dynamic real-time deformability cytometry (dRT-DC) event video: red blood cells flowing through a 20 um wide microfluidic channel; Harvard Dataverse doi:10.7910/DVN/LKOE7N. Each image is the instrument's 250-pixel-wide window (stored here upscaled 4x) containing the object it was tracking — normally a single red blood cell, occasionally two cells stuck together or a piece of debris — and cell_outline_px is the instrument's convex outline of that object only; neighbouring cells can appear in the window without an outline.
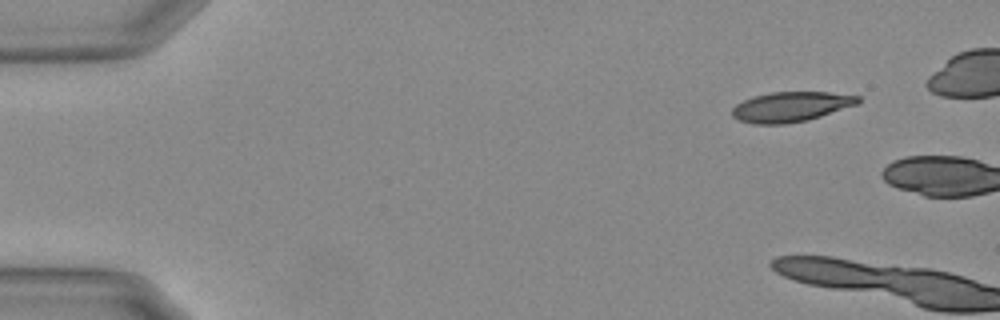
{"species": "Egyptian fruit bat (a non-hibernating species)", "species_latin": "Rousettus aegyptiacus", "temperature_condition": "warm", "stored_images_in_passage": 3, "camera_frame_rate_fps": 3000, "um_per_image_px": 0.085, "animal": {"sex": "female"}, "frame": {"image": 1, "passage_image": 1, "time_ms": 0.0, "image_size_px": [1000, 320], "cell_outline_px": [[860, 100], [856, 104], [808, 120], [784, 124], [752, 124], [740, 120], [732, 116], [732, 108], [736, 104], [752, 96], [772, 92], [828, 92], [860, 96]], "centroid_in_image_um": [67.18, 9.07], "position_along_channel_um": 17.8, "area_um2": 21.85}}